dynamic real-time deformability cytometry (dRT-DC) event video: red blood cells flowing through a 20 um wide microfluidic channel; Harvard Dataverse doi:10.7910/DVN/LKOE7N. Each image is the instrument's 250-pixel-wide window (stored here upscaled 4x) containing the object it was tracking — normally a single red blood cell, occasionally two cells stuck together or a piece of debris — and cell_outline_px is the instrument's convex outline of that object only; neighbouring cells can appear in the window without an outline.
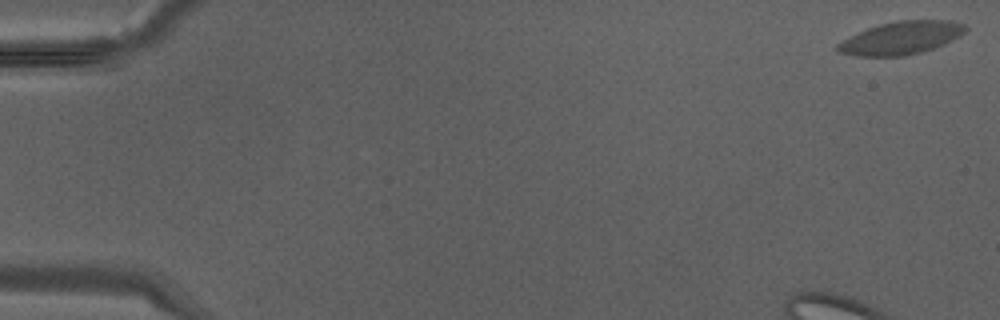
{"species": "Egyptian fruit bat (a non-hibernating species)", "species_latin": "Rousettus aegyptiacus", "temperature_condition": "warm", "stored_images_in_passage": 39, "camera_frame_rate_fps": 3000, "um_per_image_px": 0.085, "animal": {"sex": "male"}, "frame": {"image": 1, "passage_image": 1, "time_ms": 0.0, "image_size_px": [1000, 320], "cell_outline_px": [[968, 28], [960, 36], [944, 44], [920, 52], [904, 56], [856, 56], [836, 52], [836, 44], [868, 28], [880, 24], [900, 20], [948, 20], [964, 24]], "centroid_in_image_um": [76.6, 3.23], "position_along_channel_um": 8.4, "area_um2": 24.28}}
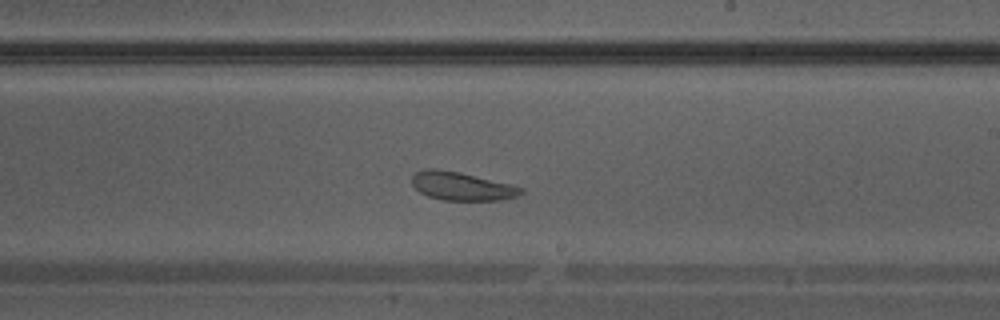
{"frame": {"image": 2, "passage_image": 23, "time_ms": 7.333, "image_size_px": [1000, 320], "cell_outline_px": [[524, 192], [516, 196], [500, 200], [444, 200], [428, 196], [420, 192], [412, 184], [412, 176], [416, 172], [424, 168], [436, 168], [460, 172], [524, 188]], "centroid_in_image_um": [39.21, 15.82], "position_along_channel_um": 249.8, "area_um2": 17.86}}